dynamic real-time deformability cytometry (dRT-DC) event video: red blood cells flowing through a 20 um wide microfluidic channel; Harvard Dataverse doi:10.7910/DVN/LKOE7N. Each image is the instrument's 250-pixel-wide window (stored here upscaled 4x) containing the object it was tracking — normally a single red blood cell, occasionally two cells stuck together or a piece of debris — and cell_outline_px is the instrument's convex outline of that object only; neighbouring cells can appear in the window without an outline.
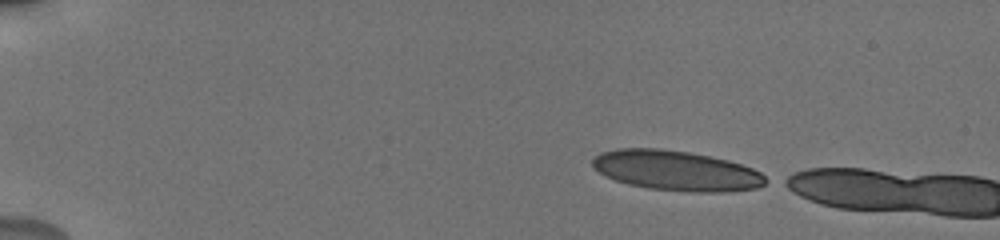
{"species": "human", "species_latin": "Homo sapiens", "temperature_condition": "cold", "stored_images_in_passage": 3, "camera_frame_rate_fps": 3000, "um_per_image_px": 0.085, "donor": {"sex": "male"}, "frame": {"image": 1, "passage_image": 1, "time_ms": 0.0, "image_size_px": [1000, 240], "cell_outline_px": [[772, 180], [756, 188], [720, 192], [696, 192], [648, 188], [628, 184], [604, 176], [592, 168], [592, 160], [600, 152], [616, 148], [660, 148], [688, 152], [728, 160], [752, 168], [760, 172]], "centroid_in_image_um": [57.46, 14.5], "position_along_channel_um": 27.5, "area_um2": 40.52}}